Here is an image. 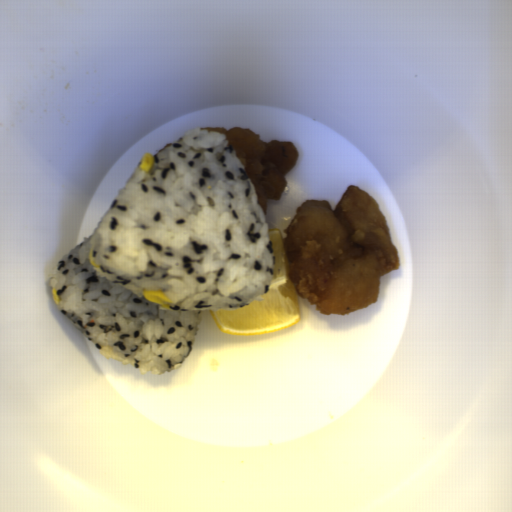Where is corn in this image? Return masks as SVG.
<instances>
[{"mask_svg":"<svg viewBox=\"0 0 512 512\" xmlns=\"http://www.w3.org/2000/svg\"><path fill=\"white\" fill-rule=\"evenodd\" d=\"M142 296L149 302L160 305L170 310V304H173L174 300L168 298L163 291V288L157 291L144 290Z\"/></svg>","mask_w":512,"mask_h":512,"instance_id":"1","label":"corn"},{"mask_svg":"<svg viewBox=\"0 0 512 512\" xmlns=\"http://www.w3.org/2000/svg\"><path fill=\"white\" fill-rule=\"evenodd\" d=\"M155 162L154 155L150 153H145L142 158L140 159L138 166L140 169L143 170H151L153 164Z\"/></svg>","mask_w":512,"mask_h":512,"instance_id":"2","label":"corn"},{"mask_svg":"<svg viewBox=\"0 0 512 512\" xmlns=\"http://www.w3.org/2000/svg\"><path fill=\"white\" fill-rule=\"evenodd\" d=\"M51 294H52V298H53V301L56 302L57 304H60V298L57 294V291L55 290V288H51Z\"/></svg>","mask_w":512,"mask_h":512,"instance_id":"3","label":"corn"},{"mask_svg":"<svg viewBox=\"0 0 512 512\" xmlns=\"http://www.w3.org/2000/svg\"><path fill=\"white\" fill-rule=\"evenodd\" d=\"M88 261L90 262L91 265L95 266V267H100V264L99 263H95L94 259H93V256H92V248L90 249L89 251V255H88Z\"/></svg>","mask_w":512,"mask_h":512,"instance_id":"4","label":"corn"}]
</instances>
